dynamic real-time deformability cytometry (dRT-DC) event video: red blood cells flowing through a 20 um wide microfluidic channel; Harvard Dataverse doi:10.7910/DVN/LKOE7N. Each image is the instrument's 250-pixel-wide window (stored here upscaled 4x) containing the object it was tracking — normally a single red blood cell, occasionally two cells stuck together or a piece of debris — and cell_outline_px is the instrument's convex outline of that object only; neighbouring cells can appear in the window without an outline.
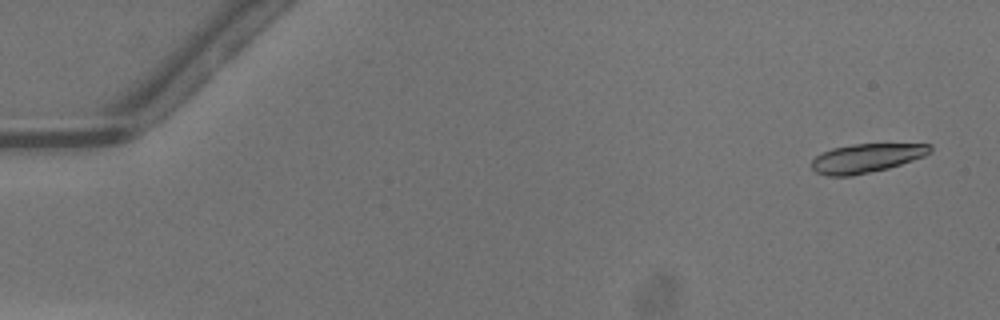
{"species": "common noctule bat (a hibernating species)", "species_latin": "Nyctalus noctula", "temperature_condition": "warm", "stored_images_in_passage": 50, "camera_frame_rate_fps": 3000, "um_per_image_px": 0.085, "animal": {"sex": "male", "body_mass_g": 13.3}, "frame": {"image": 1, "passage_image": 3, "time_ms": 0.667, "image_size_px": [1000, 320], "cell_outline_px": [[932, 152], [924, 156], [888, 168], [852, 176], [828, 176], [816, 172], [812, 168], [812, 160], [816, 156], [832, 148], [856, 144], [932, 144]], "centroid_in_image_um": [73.65, 13.44], "position_along_channel_um": 11.4, "area_um2": 19.77}}
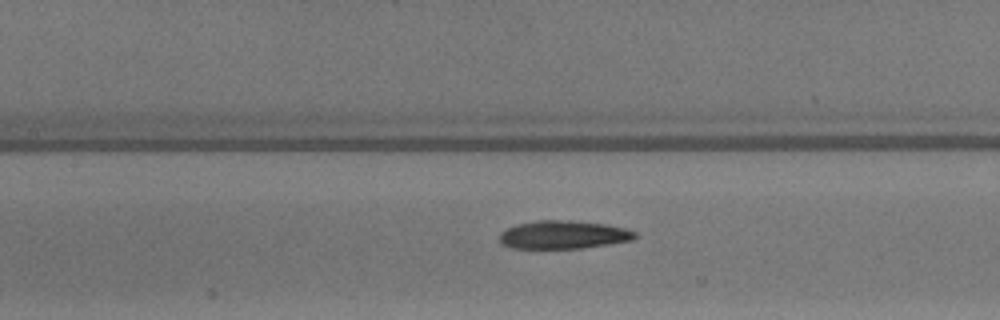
{"frame": {"image": 2, "passage_image": 24, "time_ms": 7.667, "image_size_px": [1000, 320], "cell_outline_px": [[636, 236], [632, 240], [608, 244], [580, 248], [512, 248], [500, 244], [500, 232], [504, 228], [516, 224], [536, 220], [572, 220], [608, 224], [624, 228], [636, 232]], "centroid_in_image_um": [47.84, 19.94], "position_along_channel_um": 159.6, "area_um2": 22.43}}
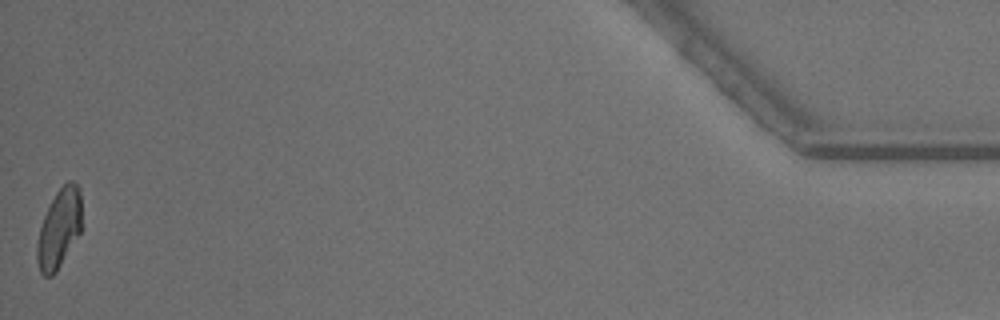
{"frame": {"image": 3, "passage_image": 50, "time_ms": 16.333, "image_size_px": [1000, 320], "cell_outline_px": [[80, 232], [56, 272], [52, 276], [44, 276], [40, 272], [36, 260], [36, 248], [40, 228], [44, 216], [56, 192], [68, 180], [72, 180], [80, 188]], "centroid_in_image_um": [5.01, 19.44], "position_along_channel_um": 430.2, "area_um2": 20.23}, "authors_computed_cell_mechanics": {"area_um2": 21.8484, "velocity_mm_per_s": 4.2339, "shape_relaxation_time_tau1_ms": 5.5014, "shape_relaxation_time_tau2_ms": 4.503, "deformation_change_tau1": 0.1841, "deformation_change_tau2": 0.1408}}